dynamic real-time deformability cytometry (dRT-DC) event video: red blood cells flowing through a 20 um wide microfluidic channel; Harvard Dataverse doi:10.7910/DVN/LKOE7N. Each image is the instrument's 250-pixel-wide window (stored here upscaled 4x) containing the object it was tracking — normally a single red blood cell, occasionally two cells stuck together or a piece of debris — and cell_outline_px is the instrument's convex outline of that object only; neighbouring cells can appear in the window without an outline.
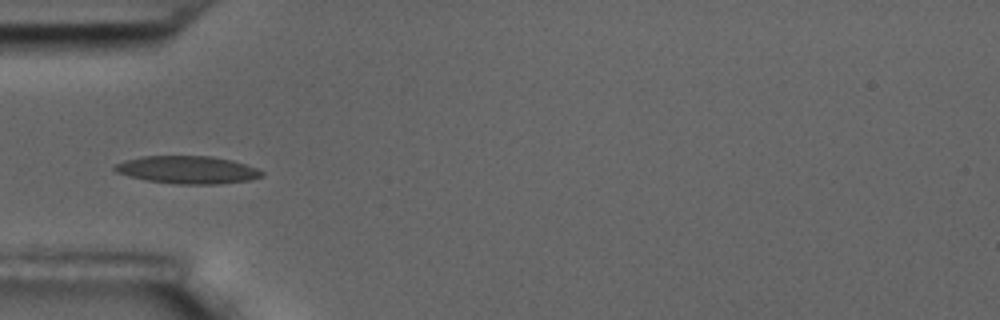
{"species": "common noctule bat (a hibernating species)", "species_latin": "Nyctalus noctula", "temperature_condition": "room temperature", "stored_images_in_passage": 7, "camera_frame_rate_fps": 3000, "um_per_image_px": 0.085, "animal": {"sex": "male", "body_mass_g": 17.5, "forearm_length_mm": 52.3}, "frame": {"image": 1, "passage_image": 6, "time_ms": 5.667, "image_size_px": [1000, 320], "cell_outline_px": [[264, 176], [252, 180], [220, 184], [176, 184], [148, 180], [128, 176], [116, 172], [112, 168], [112, 164], [124, 160], [140, 156], [212, 156], [232, 160], [256, 168], [264, 172]], "centroid_in_image_um": [15.92, 14.43], "position_along_channel_um": 69.1, "area_um2": 23.99}}